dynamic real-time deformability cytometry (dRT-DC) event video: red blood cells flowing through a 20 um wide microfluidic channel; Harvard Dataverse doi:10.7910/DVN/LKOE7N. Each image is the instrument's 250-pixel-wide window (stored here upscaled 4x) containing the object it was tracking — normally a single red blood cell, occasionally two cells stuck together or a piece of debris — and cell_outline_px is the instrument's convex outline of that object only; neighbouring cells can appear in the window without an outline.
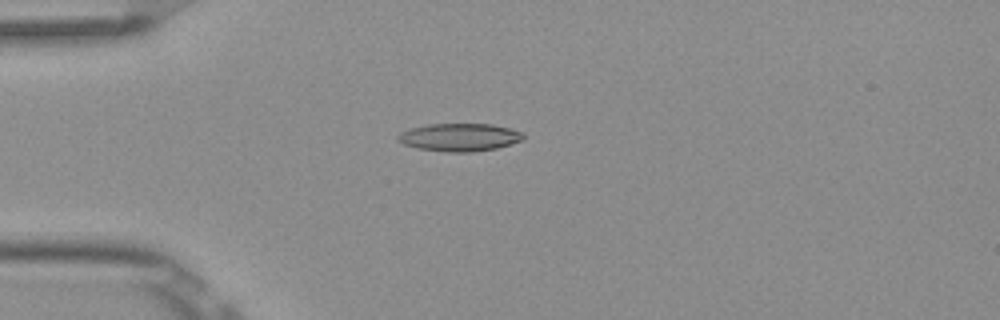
{"species": "Egyptian fruit bat (a non-hibernating species)", "species_latin": "Rousettus aegyptiacus", "temperature_condition": "room temperature", "stored_images_in_passage": 4, "camera_frame_rate_fps": 3000, "um_per_image_px": 0.085, "frame": {"image": 1, "passage_image": 4, "time_ms": 1.0, "image_size_px": [1000, 320], "cell_outline_px": [[524, 140], [496, 148], [472, 152], [444, 152], [416, 148], [404, 144], [396, 140], [396, 136], [400, 132], [412, 128], [428, 124], [492, 124], [524, 132]], "centroid_in_image_um": [39.05, 11.67], "position_along_channel_um": 46.0, "area_um2": 20.46}}